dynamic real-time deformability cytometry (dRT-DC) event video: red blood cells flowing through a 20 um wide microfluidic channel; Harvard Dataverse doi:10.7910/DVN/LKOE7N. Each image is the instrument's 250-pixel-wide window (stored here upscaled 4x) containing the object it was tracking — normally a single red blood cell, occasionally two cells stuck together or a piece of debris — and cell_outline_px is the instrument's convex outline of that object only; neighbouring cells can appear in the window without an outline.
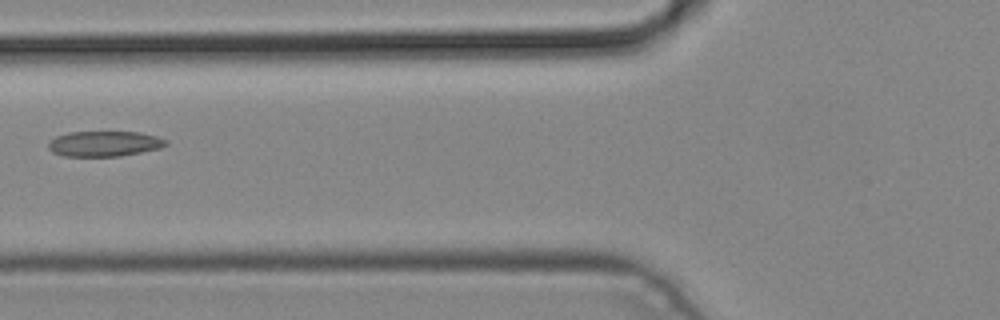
{"species": "common noctule bat (a hibernating species)", "species_latin": "Nyctalus noctula", "temperature_condition": "cold", "stored_images_in_passage": 7, "camera_frame_rate_fps": 3000, "um_per_image_px": 0.085, "animal": {"sex": "male", "body_mass_g": 19.2, "forearm_length_mm": 51.8}, "frame": {"image": 1, "passage_image": 6, "time_ms": 1.667, "image_size_px": [1000, 320], "cell_outline_px": [[168, 144], [160, 148], [120, 156], [64, 156], [52, 152], [48, 148], [48, 140], [56, 136], [68, 132], [140, 132], [156, 136], [168, 140]], "centroid_in_image_um": [8.85, 12.21], "position_along_channel_um": 117.0, "area_um2": 17.46}}
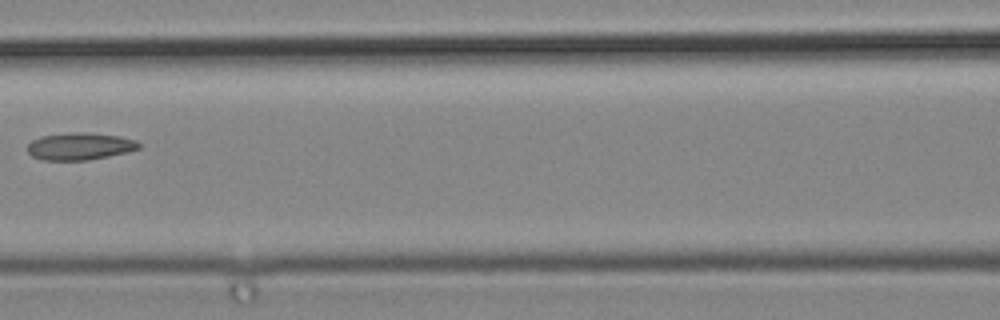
{"frame": {"image": 2, "passage_image": 7, "time_ms": 2.0, "image_size_px": [1000, 320], "cell_outline_px": [[140, 148], [128, 152], [88, 160], [40, 160], [32, 156], [28, 152], [28, 144], [32, 140], [44, 136], [76, 132], [92, 132], [120, 136], [136, 140], [140, 144]], "centroid_in_image_um": [6.81, 12.43], "position_along_channel_um": 159.8, "area_um2": 17.69}}